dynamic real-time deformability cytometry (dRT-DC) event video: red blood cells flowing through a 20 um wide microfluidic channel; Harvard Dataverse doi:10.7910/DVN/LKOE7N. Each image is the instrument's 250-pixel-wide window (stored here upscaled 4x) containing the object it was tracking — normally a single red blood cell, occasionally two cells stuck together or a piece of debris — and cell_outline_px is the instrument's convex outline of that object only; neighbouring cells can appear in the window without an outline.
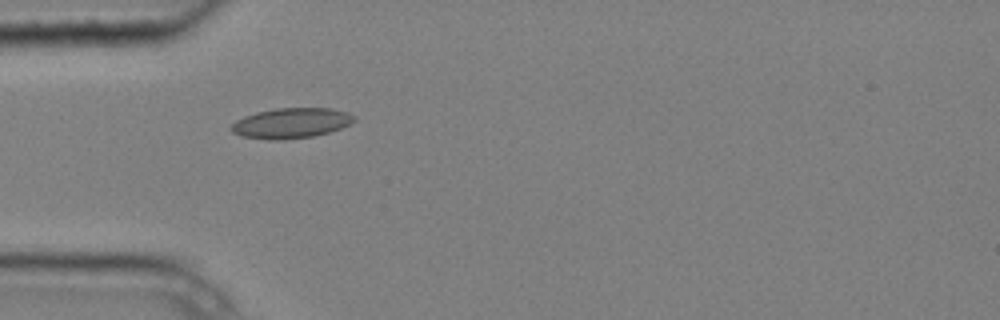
{"species": "common noctule bat (a hibernating species)", "species_latin": "Nyctalus noctula", "temperature_condition": "cold", "stored_images_in_passage": 2, "camera_frame_rate_fps": 3000, "um_per_image_px": 0.085, "animal": {"sex": "male", "body_mass_g": 20.4}, "frame": {"image": 1, "passage_image": 1, "time_ms": 0.0, "image_size_px": [1000, 320], "cell_outline_px": [[356, 120], [340, 128], [328, 132], [312, 136], [284, 140], [268, 140], [240, 136], [232, 132], [228, 128], [236, 120], [244, 116], [256, 112], [276, 108], [332, 108], [348, 112], [356, 116]], "centroid_in_image_um": [24.71, 10.46], "position_along_channel_um": 60.3, "area_um2": 21.85}}
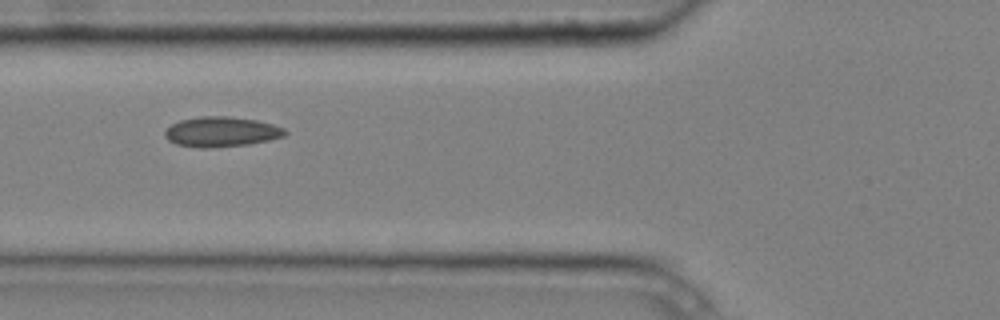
{"frame": {"image": 2, "passage_image": 2, "time_ms": 0.333, "image_size_px": [1000, 320], "cell_outline_px": [[288, 132], [284, 136], [268, 140], [248, 144], [208, 148], [200, 148], [176, 144], [168, 140], [164, 136], [164, 132], [172, 124], [180, 120], [200, 116], [228, 116], [256, 120], [272, 124], [284, 128]], "centroid_in_image_um": [18.8, 11.2], "position_along_channel_um": 107.0, "area_um2": 20.98}}